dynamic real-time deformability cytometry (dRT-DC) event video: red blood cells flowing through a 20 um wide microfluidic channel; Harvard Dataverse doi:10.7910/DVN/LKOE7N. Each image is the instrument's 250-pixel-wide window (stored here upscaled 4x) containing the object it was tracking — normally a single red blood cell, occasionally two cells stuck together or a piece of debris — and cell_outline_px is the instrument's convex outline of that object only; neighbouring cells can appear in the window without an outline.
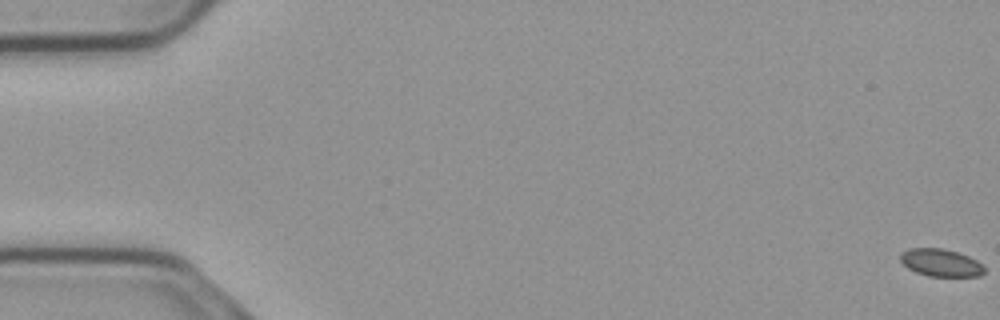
{"species": "common noctule bat (a hibernating species)", "species_latin": "Nyctalus noctula", "temperature_condition": "cold", "stored_images_in_passage": 57, "camera_frame_rate_fps": 3000, "um_per_image_px": 0.085, "animal": {"sex": "male", "body_mass_g": 23.1, "forearm_length_mm": 52.7}, "frame": {"image": 1, "passage_image": 1, "time_ms": 0.0, "image_size_px": [1000, 320], "cell_outline_px": [[984, 272], [980, 276], [928, 276], [916, 272], [908, 268], [900, 260], [900, 252], [908, 248], [940, 248], [956, 252], [968, 256], [984, 264]], "centroid_in_image_um": [79.96, 22.33], "position_along_channel_um": 5.0, "area_um2": 13.47}}
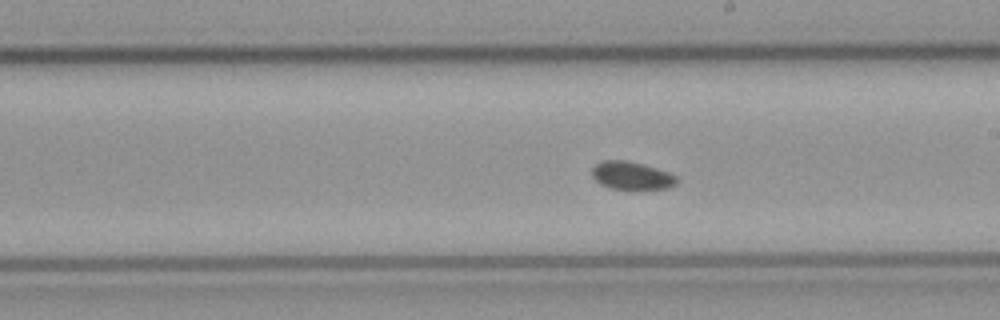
{"frame": {"image": 2, "passage_image": 33, "time_ms": 10.667, "image_size_px": [1000, 320], "cell_outline_px": [[680, 180], [676, 184], [668, 188], [640, 192], [632, 192], [608, 188], [600, 184], [592, 176], [592, 168], [596, 164], [604, 160], [624, 160], [640, 164], [668, 172], [676, 176]], "centroid_in_image_um": [53.71, 15.0], "position_along_channel_um": 235.3, "area_um2": 14.45}}
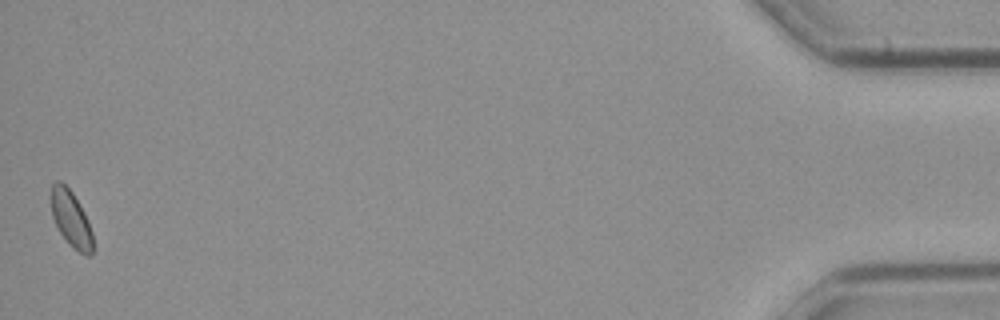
{"frame": {"image": 3, "passage_image": 57, "time_ms": 18.667, "image_size_px": [1000, 320], "cell_outline_px": [[92, 252], [88, 256], [72, 248], [68, 244], [60, 232], [52, 216], [52, 184], [56, 180], [60, 180], [72, 192], [88, 220], [92, 232]], "centroid_in_image_um": [6.04, 18.61], "position_along_channel_um": 429.2, "area_um2": 13.35}}